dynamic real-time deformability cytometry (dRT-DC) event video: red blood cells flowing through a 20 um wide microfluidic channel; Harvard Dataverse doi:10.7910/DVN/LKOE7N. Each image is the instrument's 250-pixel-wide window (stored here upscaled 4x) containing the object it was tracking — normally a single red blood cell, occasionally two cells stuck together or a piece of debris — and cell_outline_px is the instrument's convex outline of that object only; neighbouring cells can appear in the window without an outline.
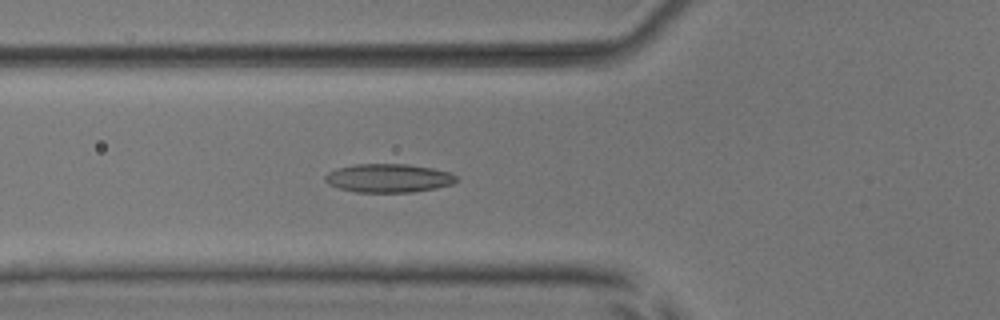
{"species": "common noctule bat (a hibernating species)", "species_latin": "Nyctalus noctula", "temperature_condition": "room temperature", "stored_images_in_passage": 28, "camera_frame_rate_fps": 3000, "um_per_image_px": 0.085, "animal": {"sex": "male", "body_mass_g": 17.9, "forearm_length_mm": 54.2}, "frame": {"image": 1, "passage_image": 4, "time_ms": 1.0, "image_size_px": [1000, 320], "cell_outline_px": [[456, 180], [452, 184], [436, 188], [412, 192], [356, 192], [340, 188], [328, 184], [324, 180], [324, 176], [328, 172], [340, 168], [356, 164], [408, 164], [432, 168], [448, 172], [456, 176]], "centroid_in_image_um": [33.01, 15.14], "position_along_channel_um": 92.8, "area_um2": 21.68}}
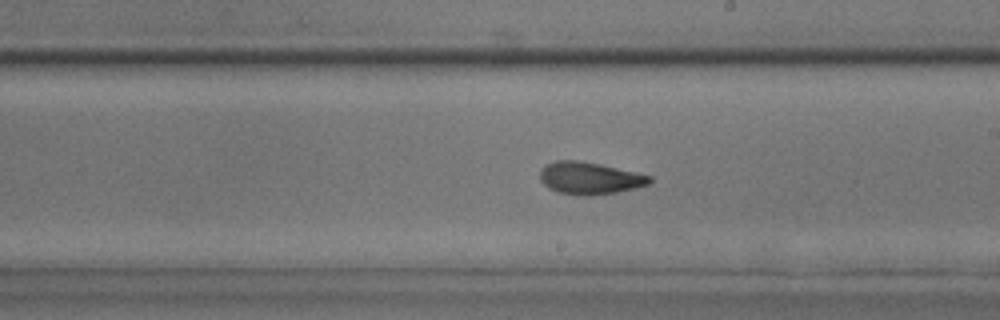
{"frame": {"image": 2, "passage_image": 15, "time_ms": 4.667, "image_size_px": [1000, 320], "cell_outline_px": [[652, 180], [648, 184], [636, 188], [616, 192], [584, 196], [556, 192], [548, 188], [540, 180], [540, 168], [544, 164], [556, 160], [580, 160], [600, 164], [636, 172], [652, 176]], "centroid_in_image_um": [50.08, 15.13], "position_along_channel_um": 238.9, "area_um2": 20.75}}
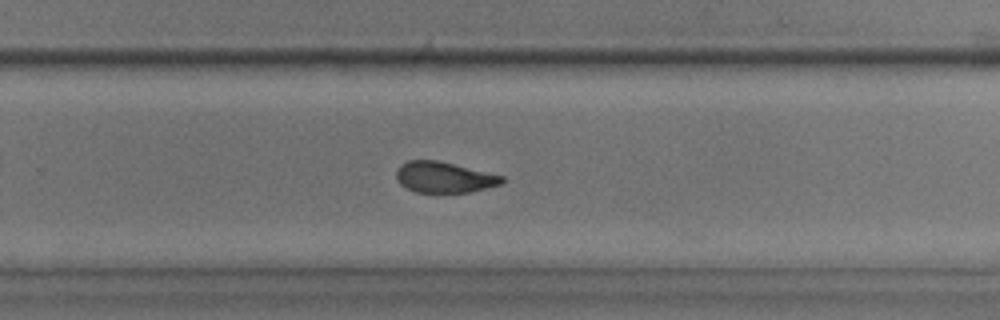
{"frame": {"image": 3, "passage_image": 19, "time_ms": 6.0, "image_size_px": [1000, 320], "cell_outline_px": [[504, 180], [500, 184], [468, 192], [416, 192], [400, 184], [396, 180], [396, 168], [400, 164], [408, 160], [436, 160], [504, 176]], "centroid_in_image_um": [37.69, 15.06], "position_along_channel_um": 292.1, "area_um2": 18.79}}